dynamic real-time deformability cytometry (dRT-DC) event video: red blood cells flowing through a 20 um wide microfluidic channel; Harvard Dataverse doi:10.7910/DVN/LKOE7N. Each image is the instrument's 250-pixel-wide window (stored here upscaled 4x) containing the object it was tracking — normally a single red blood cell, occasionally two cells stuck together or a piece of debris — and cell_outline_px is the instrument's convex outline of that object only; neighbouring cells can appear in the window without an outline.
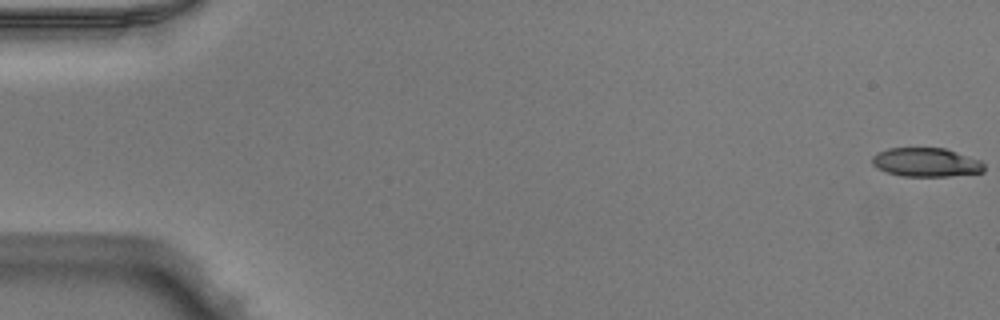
{"species": "Egyptian fruit bat (a non-hibernating species)", "species_latin": "Rousettus aegyptiacus", "temperature_condition": "warm", "stored_images_in_passage": 50, "camera_frame_rate_fps": 3000, "um_per_image_px": 0.085, "animal": {"sex": "male"}, "frame": {"image": 1, "passage_image": 1, "time_ms": 0.0, "image_size_px": [1000, 320], "cell_outline_px": [[984, 172], [948, 176], [900, 176], [876, 168], [872, 164], [872, 156], [876, 152], [888, 148], [944, 148], [980, 160], [984, 164]], "centroid_in_image_um": [78.68, 13.79], "position_along_channel_um": 6.3, "area_um2": 18.84}}
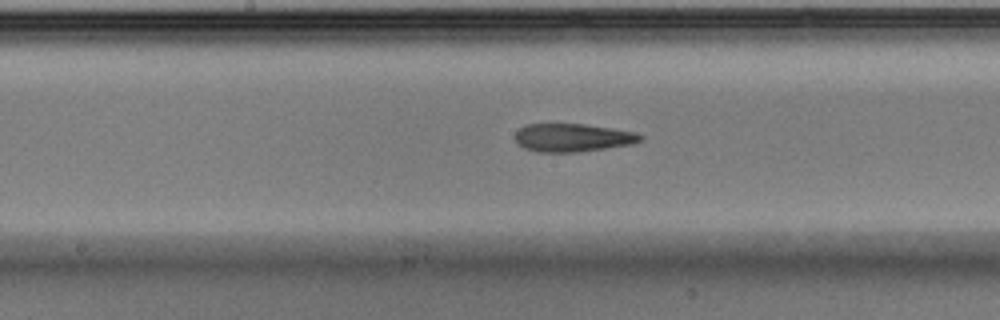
{"frame": {"image": 2, "passage_image": 27, "time_ms": 8.667, "image_size_px": [1000, 320], "cell_outline_px": [[644, 140], [632, 144], [580, 152], [536, 152], [524, 148], [516, 144], [516, 132], [520, 128], [528, 124], [584, 124], [612, 128], [636, 132], [644, 136]], "centroid_in_image_um": [48.7, 11.71], "position_along_channel_um": 199.5, "area_um2": 20.69}}
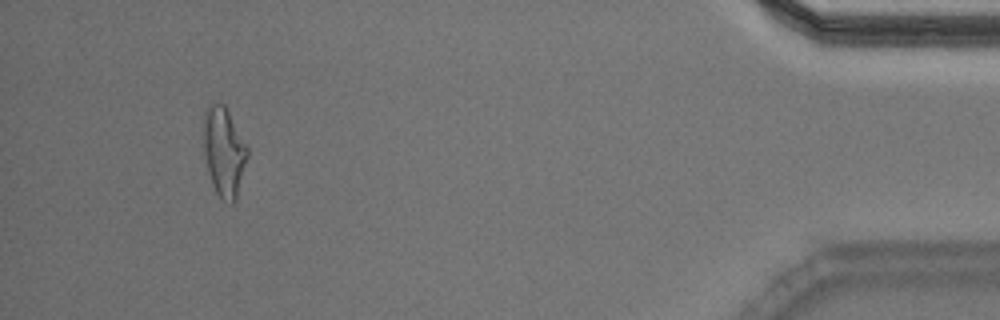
{"frame": {"image": 3, "passage_image": 48, "time_ms": 15.667, "image_size_px": [1000, 320], "cell_outline_px": [[248, 156], [236, 200], [232, 204], [224, 200], [216, 192], [212, 184], [208, 172], [204, 156], [204, 112], [208, 104], [224, 104], [248, 148]], "centroid_in_image_um": [19.03, 12.91], "position_along_channel_um": 416.2, "area_um2": 22.6}, "authors_computed_cell_mechanics": {"area_um2": 20.8658, "velocity_mm_per_s": 4.0347, "shape_relaxation_time_tau1_ms": null, "shape_relaxation_time_tau2_ms": 3.5066, "deformation_change_tau1": null, "deformation_change_tau2": 0.1503}}